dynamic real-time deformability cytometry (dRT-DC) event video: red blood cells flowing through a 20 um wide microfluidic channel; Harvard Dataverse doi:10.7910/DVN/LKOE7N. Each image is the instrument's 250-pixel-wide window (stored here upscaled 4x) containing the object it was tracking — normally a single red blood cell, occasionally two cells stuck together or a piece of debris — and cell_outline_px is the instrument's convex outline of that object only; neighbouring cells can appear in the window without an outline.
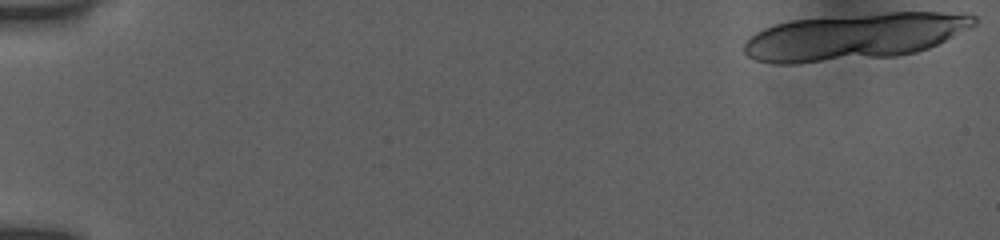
{"species": "human", "species_latin": "Homo sapiens", "temperature_condition": "room temperature", "stored_images_in_passage": 28, "camera_frame_rate_fps": 3000, "um_per_image_px": 0.085, "donor": {"sex": "female"}, "frame": {"image": 1, "passage_image": 1, "time_ms": 0.0, "image_size_px": [1000, 240], "cell_outline_px": [[980, 20], [976, 24], [928, 48], [916, 52], [896, 56], [792, 64], [776, 64], [756, 60], [748, 56], [744, 52], [744, 44], [756, 32], [764, 28], [776, 24], [792, 20], [884, 12], [968, 12], [976, 16]], "centroid_in_image_um": [72.66, 3.1], "position_along_channel_um": 12.3, "area_um2": 62.54}}
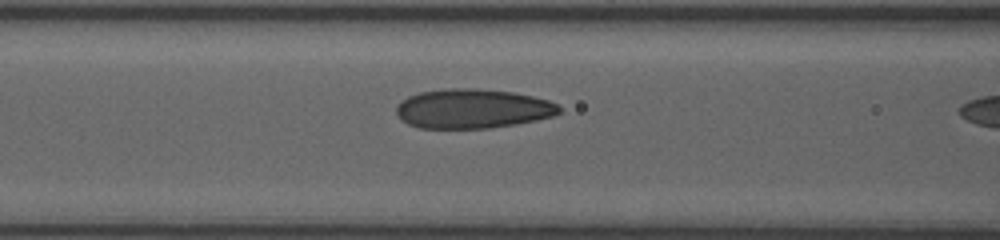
{"frame": {"image": 2, "passage_image": 27, "time_ms": 6.667, "image_size_px": [1000, 240], "cell_outline_px": [[560, 112], [552, 116], [536, 120], [516, 124], [488, 128], [420, 128], [408, 124], [400, 120], [396, 112], [396, 108], [400, 100], [408, 96], [420, 92], [448, 88], [476, 88], [512, 92], [532, 96], [548, 100], [556, 104], [560, 108]], "centroid_in_image_um": [40.13, 9.24], "position_along_channel_um": 126.5, "area_um2": 37.45}}